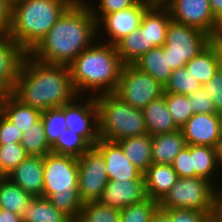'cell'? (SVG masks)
<instances>
[{"label":"cell","instance_id":"cell-1","mask_svg":"<svg viewBox=\"0 0 222 222\" xmlns=\"http://www.w3.org/2000/svg\"><path fill=\"white\" fill-rule=\"evenodd\" d=\"M97 34L88 2L76 0L28 54L43 63L68 66L95 42Z\"/></svg>","mask_w":222,"mask_h":222},{"label":"cell","instance_id":"cell-2","mask_svg":"<svg viewBox=\"0 0 222 222\" xmlns=\"http://www.w3.org/2000/svg\"><path fill=\"white\" fill-rule=\"evenodd\" d=\"M12 94L41 112L61 107L78 97L68 66L43 63L29 54L23 61Z\"/></svg>","mask_w":222,"mask_h":222},{"label":"cell","instance_id":"cell-3","mask_svg":"<svg viewBox=\"0 0 222 222\" xmlns=\"http://www.w3.org/2000/svg\"><path fill=\"white\" fill-rule=\"evenodd\" d=\"M123 65L115 45L95 41L68 67L77 95L93 90L96 96L116 91Z\"/></svg>","mask_w":222,"mask_h":222},{"label":"cell","instance_id":"cell-4","mask_svg":"<svg viewBox=\"0 0 222 222\" xmlns=\"http://www.w3.org/2000/svg\"><path fill=\"white\" fill-rule=\"evenodd\" d=\"M76 0H16L9 37L29 53Z\"/></svg>","mask_w":222,"mask_h":222},{"label":"cell","instance_id":"cell-5","mask_svg":"<svg viewBox=\"0 0 222 222\" xmlns=\"http://www.w3.org/2000/svg\"><path fill=\"white\" fill-rule=\"evenodd\" d=\"M43 180V197L75 222L83 206L78 190V159L52 152L46 154Z\"/></svg>","mask_w":222,"mask_h":222},{"label":"cell","instance_id":"cell-6","mask_svg":"<svg viewBox=\"0 0 222 222\" xmlns=\"http://www.w3.org/2000/svg\"><path fill=\"white\" fill-rule=\"evenodd\" d=\"M100 139L119 140L147 134L143 111L125 103L113 93L95 96Z\"/></svg>","mask_w":222,"mask_h":222},{"label":"cell","instance_id":"cell-7","mask_svg":"<svg viewBox=\"0 0 222 222\" xmlns=\"http://www.w3.org/2000/svg\"><path fill=\"white\" fill-rule=\"evenodd\" d=\"M216 184L201 177L178 178L159 202L161 209L213 211Z\"/></svg>","mask_w":222,"mask_h":222},{"label":"cell","instance_id":"cell-8","mask_svg":"<svg viewBox=\"0 0 222 222\" xmlns=\"http://www.w3.org/2000/svg\"><path fill=\"white\" fill-rule=\"evenodd\" d=\"M212 41L208 34L198 29L171 21L163 50L164 53H168L170 67L176 70L184 67Z\"/></svg>","mask_w":222,"mask_h":222},{"label":"cell","instance_id":"cell-9","mask_svg":"<svg viewBox=\"0 0 222 222\" xmlns=\"http://www.w3.org/2000/svg\"><path fill=\"white\" fill-rule=\"evenodd\" d=\"M114 93L125 103L143 110L151 101L163 95L164 86L133 64H125Z\"/></svg>","mask_w":222,"mask_h":222},{"label":"cell","instance_id":"cell-10","mask_svg":"<svg viewBox=\"0 0 222 222\" xmlns=\"http://www.w3.org/2000/svg\"><path fill=\"white\" fill-rule=\"evenodd\" d=\"M172 21L198 29L213 40L222 35V24L214 17L209 0H164Z\"/></svg>","mask_w":222,"mask_h":222},{"label":"cell","instance_id":"cell-11","mask_svg":"<svg viewBox=\"0 0 222 222\" xmlns=\"http://www.w3.org/2000/svg\"><path fill=\"white\" fill-rule=\"evenodd\" d=\"M78 159V190L83 203L98 201L109 181L102 152L91 146Z\"/></svg>","mask_w":222,"mask_h":222},{"label":"cell","instance_id":"cell-12","mask_svg":"<svg viewBox=\"0 0 222 222\" xmlns=\"http://www.w3.org/2000/svg\"><path fill=\"white\" fill-rule=\"evenodd\" d=\"M153 3L151 0H139L132 7L104 15L97 22V33L103 30L110 39L106 43L116 45L140 27L143 14Z\"/></svg>","mask_w":222,"mask_h":222},{"label":"cell","instance_id":"cell-13","mask_svg":"<svg viewBox=\"0 0 222 222\" xmlns=\"http://www.w3.org/2000/svg\"><path fill=\"white\" fill-rule=\"evenodd\" d=\"M79 98L80 96L65 104L67 129L83 136L92 146H95L100 139L98 107L95 96L88 97L87 101H83L85 103L77 102Z\"/></svg>","mask_w":222,"mask_h":222},{"label":"cell","instance_id":"cell-14","mask_svg":"<svg viewBox=\"0 0 222 222\" xmlns=\"http://www.w3.org/2000/svg\"><path fill=\"white\" fill-rule=\"evenodd\" d=\"M144 175L134 180H109L98 202L121 211L147 199Z\"/></svg>","mask_w":222,"mask_h":222},{"label":"cell","instance_id":"cell-15","mask_svg":"<svg viewBox=\"0 0 222 222\" xmlns=\"http://www.w3.org/2000/svg\"><path fill=\"white\" fill-rule=\"evenodd\" d=\"M27 54L10 37L0 38V98L13 93Z\"/></svg>","mask_w":222,"mask_h":222},{"label":"cell","instance_id":"cell-16","mask_svg":"<svg viewBox=\"0 0 222 222\" xmlns=\"http://www.w3.org/2000/svg\"><path fill=\"white\" fill-rule=\"evenodd\" d=\"M180 129L187 145L215 147L221 140L220 114H193Z\"/></svg>","mask_w":222,"mask_h":222},{"label":"cell","instance_id":"cell-17","mask_svg":"<svg viewBox=\"0 0 222 222\" xmlns=\"http://www.w3.org/2000/svg\"><path fill=\"white\" fill-rule=\"evenodd\" d=\"M95 146L104 156L109 180H134L143 176V173L125 156L117 142L99 139Z\"/></svg>","mask_w":222,"mask_h":222},{"label":"cell","instance_id":"cell-18","mask_svg":"<svg viewBox=\"0 0 222 222\" xmlns=\"http://www.w3.org/2000/svg\"><path fill=\"white\" fill-rule=\"evenodd\" d=\"M44 156L28 155L7 178L32 197H43Z\"/></svg>","mask_w":222,"mask_h":222},{"label":"cell","instance_id":"cell-19","mask_svg":"<svg viewBox=\"0 0 222 222\" xmlns=\"http://www.w3.org/2000/svg\"><path fill=\"white\" fill-rule=\"evenodd\" d=\"M171 19L169 9L163 3H153L143 14L140 32L145 33L148 51L163 46Z\"/></svg>","mask_w":222,"mask_h":222},{"label":"cell","instance_id":"cell-20","mask_svg":"<svg viewBox=\"0 0 222 222\" xmlns=\"http://www.w3.org/2000/svg\"><path fill=\"white\" fill-rule=\"evenodd\" d=\"M222 56V46L218 39H214L197 56L186 63L185 67L203 86L219 69Z\"/></svg>","mask_w":222,"mask_h":222},{"label":"cell","instance_id":"cell-21","mask_svg":"<svg viewBox=\"0 0 222 222\" xmlns=\"http://www.w3.org/2000/svg\"><path fill=\"white\" fill-rule=\"evenodd\" d=\"M147 197L160 202L179 178L170 164L152 163L143 173Z\"/></svg>","mask_w":222,"mask_h":222},{"label":"cell","instance_id":"cell-22","mask_svg":"<svg viewBox=\"0 0 222 222\" xmlns=\"http://www.w3.org/2000/svg\"><path fill=\"white\" fill-rule=\"evenodd\" d=\"M0 113L22 133L37 122L42 114L38 109L23 104L13 94L0 98Z\"/></svg>","mask_w":222,"mask_h":222},{"label":"cell","instance_id":"cell-23","mask_svg":"<svg viewBox=\"0 0 222 222\" xmlns=\"http://www.w3.org/2000/svg\"><path fill=\"white\" fill-rule=\"evenodd\" d=\"M142 111L146 130L151 136L171 133L179 129L167 109L164 95L151 101Z\"/></svg>","mask_w":222,"mask_h":222},{"label":"cell","instance_id":"cell-24","mask_svg":"<svg viewBox=\"0 0 222 222\" xmlns=\"http://www.w3.org/2000/svg\"><path fill=\"white\" fill-rule=\"evenodd\" d=\"M185 146L187 143L181 129L152 136V162L171 165Z\"/></svg>","mask_w":222,"mask_h":222},{"label":"cell","instance_id":"cell-25","mask_svg":"<svg viewBox=\"0 0 222 222\" xmlns=\"http://www.w3.org/2000/svg\"><path fill=\"white\" fill-rule=\"evenodd\" d=\"M133 65L142 72L151 75L163 86L168 82L173 71L169 65L168 53H164L163 46L150 49Z\"/></svg>","mask_w":222,"mask_h":222},{"label":"cell","instance_id":"cell-26","mask_svg":"<svg viewBox=\"0 0 222 222\" xmlns=\"http://www.w3.org/2000/svg\"><path fill=\"white\" fill-rule=\"evenodd\" d=\"M125 156L142 173L152 162V136L147 134L119 140L117 142Z\"/></svg>","mask_w":222,"mask_h":222},{"label":"cell","instance_id":"cell-27","mask_svg":"<svg viewBox=\"0 0 222 222\" xmlns=\"http://www.w3.org/2000/svg\"><path fill=\"white\" fill-rule=\"evenodd\" d=\"M21 216L23 222H74L45 197H33Z\"/></svg>","mask_w":222,"mask_h":222},{"label":"cell","instance_id":"cell-28","mask_svg":"<svg viewBox=\"0 0 222 222\" xmlns=\"http://www.w3.org/2000/svg\"><path fill=\"white\" fill-rule=\"evenodd\" d=\"M33 197L7 177L0 180V208L22 215Z\"/></svg>","mask_w":222,"mask_h":222},{"label":"cell","instance_id":"cell-29","mask_svg":"<svg viewBox=\"0 0 222 222\" xmlns=\"http://www.w3.org/2000/svg\"><path fill=\"white\" fill-rule=\"evenodd\" d=\"M115 46L120 60L124 65L134 64L137 59L148 51L145 33L140 32V27L125 36Z\"/></svg>","mask_w":222,"mask_h":222},{"label":"cell","instance_id":"cell-30","mask_svg":"<svg viewBox=\"0 0 222 222\" xmlns=\"http://www.w3.org/2000/svg\"><path fill=\"white\" fill-rule=\"evenodd\" d=\"M191 156H193V168L195 177H201L212 184V175L218 171L216 165L215 149L211 146L191 145Z\"/></svg>","mask_w":222,"mask_h":222},{"label":"cell","instance_id":"cell-31","mask_svg":"<svg viewBox=\"0 0 222 222\" xmlns=\"http://www.w3.org/2000/svg\"><path fill=\"white\" fill-rule=\"evenodd\" d=\"M20 144L28 155L45 156L51 153V146L47 142L41 118L22 133Z\"/></svg>","mask_w":222,"mask_h":222},{"label":"cell","instance_id":"cell-32","mask_svg":"<svg viewBox=\"0 0 222 222\" xmlns=\"http://www.w3.org/2000/svg\"><path fill=\"white\" fill-rule=\"evenodd\" d=\"M91 146L83 136L66 129L51 146V152L79 158Z\"/></svg>","mask_w":222,"mask_h":222},{"label":"cell","instance_id":"cell-33","mask_svg":"<svg viewBox=\"0 0 222 222\" xmlns=\"http://www.w3.org/2000/svg\"><path fill=\"white\" fill-rule=\"evenodd\" d=\"M75 222H120V211L98 201L87 202Z\"/></svg>","mask_w":222,"mask_h":222},{"label":"cell","instance_id":"cell-34","mask_svg":"<svg viewBox=\"0 0 222 222\" xmlns=\"http://www.w3.org/2000/svg\"><path fill=\"white\" fill-rule=\"evenodd\" d=\"M201 86L198 80L184 66L171 72V76L164 86V92L188 96L197 91Z\"/></svg>","mask_w":222,"mask_h":222},{"label":"cell","instance_id":"cell-35","mask_svg":"<svg viewBox=\"0 0 222 222\" xmlns=\"http://www.w3.org/2000/svg\"><path fill=\"white\" fill-rule=\"evenodd\" d=\"M41 119L44 125L47 142L52 146L57 141L60 134L67 129L65 122V104L61 107L43 111Z\"/></svg>","mask_w":222,"mask_h":222},{"label":"cell","instance_id":"cell-36","mask_svg":"<svg viewBox=\"0 0 222 222\" xmlns=\"http://www.w3.org/2000/svg\"><path fill=\"white\" fill-rule=\"evenodd\" d=\"M165 102L175 125L180 129L193 115L189 97L179 93L164 92Z\"/></svg>","mask_w":222,"mask_h":222},{"label":"cell","instance_id":"cell-37","mask_svg":"<svg viewBox=\"0 0 222 222\" xmlns=\"http://www.w3.org/2000/svg\"><path fill=\"white\" fill-rule=\"evenodd\" d=\"M159 202L149 197L139 203L129 205L120 211V222H150Z\"/></svg>","mask_w":222,"mask_h":222},{"label":"cell","instance_id":"cell-38","mask_svg":"<svg viewBox=\"0 0 222 222\" xmlns=\"http://www.w3.org/2000/svg\"><path fill=\"white\" fill-rule=\"evenodd\" d=\"M27 156L28 154L20 143L10 142L0 145V164L6 175L15 169Z\"/></svg>","mask_w":222,"mask_h":222},{"label":"cell","instance_id":"cell-39","mask_svg":"<svg viewBox=\"0 0 222 222\" xmlns=\"http://www.w3.org/2000/svg\"><path fill=\"white\" fill-rule=\"evenodd\" d=\"M172 222H211L213 211H199L196 209H164Z\"/></svg>","mask_w":222,"mask_h":222},{"label":"cell","instance_id":"cell-40","mask_svg":"<svg viewBox=\"0 0 222 222\" xmlns=\"http://www.w3.org/2000/svg\"><path fill=\"white\" fill-rule=\"evenodd\" d=\"M188 97L193 114H217L211 96L203 86Z\"/></svg>","mask_w":222,"mask_h":222},{"label":"cell","instance_id":"cell-41","mask_svg":"<svg viewBox=\"0 0 222 222\" xmlns=\"http://www.w3.org/2000/svg\"><path fill=\"white\" fill-rule=\"evenodd\" d=\"M138 1L139 0H99L98 8L96 9L94 5H90V3L88 5L93 17L98 22L104 15L132 7Z\"/></svg>","mask_w":222,"mask_h":222},{"label":"cell","instance_id":"cell-42","mask_svg":"<svg viewBox=\"0 0 222 222\" xmlns=\"http://www.w3.org/2000/svg\"><path fill=\"white\" fill-rule=\"evenodd\" d=\"M171 165L179 178L195 177L193 156H191V145L185 146L175 157Z\"/></svg>","mask_w":222,"mask_h":222},{"label":"cell","instance_id":"cell-43","mask_svg":"<svg viewBox=\"0 0 222 222\" xmlns=\"http://www.w3.org/2000/svg\"><path fill=\"white\" fill-rule=\"evenodd\" d=\"M214 103L217 114H222V71L220 69L203 85Z\"/></svg>","mask_w":222,"mask_h":222},{"label":"cell","instance_id":"cell-44","mask_svg":"<svg viewBox=\"0 0 222 222\" xmlns=\"http://www.w3.org/2000/svg\"><path fill=\"white\" fill-rule=\"evenodd\" d=\"M22 131L16 128L8 119L0 113V145L8 143H20Z\"/></svg>","mask_w":222,"mask_h":222},{"label":"cell","instance_id":"cell-45","mask_svg":"<svg viewBox=\"0 0 222 222\" xmlns=\"http://www.w3.org/2000/svg\"><path fill=\"white\" fill-rule=\"evenodd\" d=\"M12 3L0 0V38L9 37L11 28Z\"/></svg>","mask_w":222,"mask_h":222},{"label":"cell","instance_id":"cell-46","mask_svg":"<svg viewBox=\"0 0 222 222\" xmlns=\"http://www.w3.org/2000/svg\"><path fill=\"white\" fill-rule=\"evenodd\" d=\"M214 192L213 213L211 216V222H222V192L220 189Z\"/></svg>","mask_w":222,"mask_h":222},{"label":"cell","instance_id":"cell-47","mask_svg":"<svg viewBox=\"0 0 222 222\" xmlns=\"http://www.w3.org/2000/svg\"><path fill=\"white\" fill-rule=\"evenodd\" d=\"M212 14L222 24V0H209Z\"/></svg>","mask_w":222,"mask_h":222},{"label":"cell","instance_id":"cell-48","mask_svg":"<svg viewBox=\"0 0 222 222\" xmlns=\"http://www.w3.org/2000/svg\"><path fill=\"white\" fill-rule=\"evenodd\" d=\"M150 222H172L171 218L169 217V214L160 207L157 208V210L152 215Z\"/></svg>","mask_w":222,"mask_h":222},{"label":"cell","instance_id":"cell-49","mask_svg":"<svg viewBox=\"0 0 222 222\" xmlns=\"http://www.w3.org/2000/svg\"><path fill=\"white\" fill-rule=\"evenodd\" d=\"M1 222H23V220L21 215L1 209Z\"/></svg>","mask_w":222,"mask_h":222},{"label":"cell","instance_id":"cell-50","mask_svg":"<svg viewBox=\"0 0 222 222\" xmlns=\"http://www.w3.org/2000/svg\"><path fill=\"white\" fill-rule=\"evenodd\" d=\"M215 149V157H216V165L217 169H219V165L222 167V140H220L216 146Z\"/></svg>","mask_w":222,"mask_h":222},{"label":"cell","instance_id":"cell-51","mask_svg":"<svg viewBox=\"0 0 222 222\" xmlns=\"http://www.w3.org/2000/svg\"><path fill=\"white\" fill-rule=\"evenodd\" d=\"M7 175L4 173L3 169L1 168V164H0V180L6 178Z\"/></svg>","mask_w":222,"mask_h":222},{"label":"cell","instance_id":"cell-52","mask_svg":"<svg viewBox=\"0 0 222 222\" xmlns=\"http://www.w3.org/2000/svg\"><path fill=\"white\" fill-rule=\"evenodd\" d=\"M220 124H221V140H222V114H220Z\"/></svg>","mask_w":222,"mask_h":222},{"label":"cell","instance_id":"cell-53","mask_svg":"<svg viewBox=\"0 0 222 222\" xmlns=\"http://www.w3.org/2000/svg\"><path fill=\"white\" fill-rule=\"evenodd\" d=\"M153 1L154 3H162L164 0H151Z\"/></svg>","mask_w":222,"mask_h":222},{"label":"cell","instance_id":"cell-54","mask_svg":"<svg viewBox=\"0 0 222 222\" xmlns=\"http://www.w3.org/2000/svg\"><path fill=\"white\" fill-rule=\"evenodd\" d=\"M219 69L222 71V56H221V60H220V64H219Z\"/></svg>","mask_w":222,"mask_h":222},{"label":"cell","instance_id":"cell-55","mask_svg":"<svg viewBox=\"0 0 222 222\" xmlns=\"http://www.w3.org/2000/svg\"><path fill=\"white\" fill-rule=\"evenodd\" d=\"M218 40L220 41L221 46H222V35L218 38Z\"/></svg>","mask_w":222,"mask_h":222}]
</instances>
